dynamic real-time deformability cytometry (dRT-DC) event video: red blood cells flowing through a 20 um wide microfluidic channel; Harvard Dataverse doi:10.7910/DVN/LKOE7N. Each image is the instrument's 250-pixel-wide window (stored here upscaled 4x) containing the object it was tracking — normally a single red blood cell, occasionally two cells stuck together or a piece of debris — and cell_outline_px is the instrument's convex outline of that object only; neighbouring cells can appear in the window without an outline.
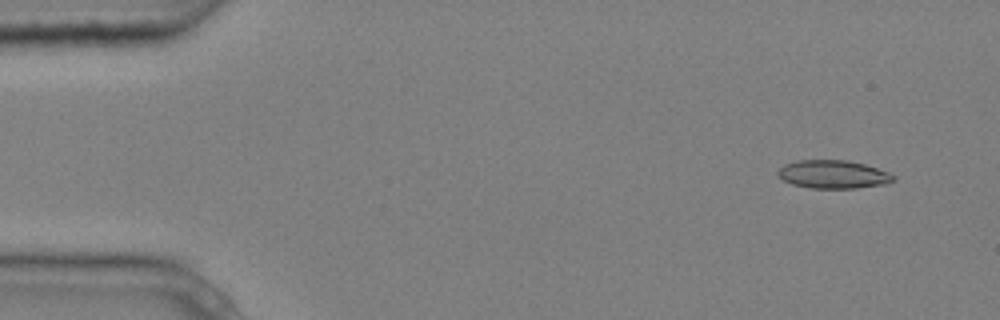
{"species": "common noctule bat (a hibernating species)", "species_latin": "Nyctalus noctula", "temperature_condition": "cold", "stored_images_in_passage": 9, "camera_frame_rate_fps": 3000, "um_per_image_px": 0.085, "animal": {"sex": "male", "body_mass_g": 20.4}, "frame": {"image": 1, "passage_image": 1, "time_ms": 0.0, "image_size_px": [1000, 320], "cell_outline_px": [[896, 180], [884, 184], [856, 188], [812, 188], [792, 184], [784, 180], [776, 172], [784, 164], [796, 160], [848, 160], [864, 164], [888, 172], [896, 176]], "centroid_in_image_um": [70.83, 14.81], "position_along_channel_um": 14.2, "area_um2": 18.96}}
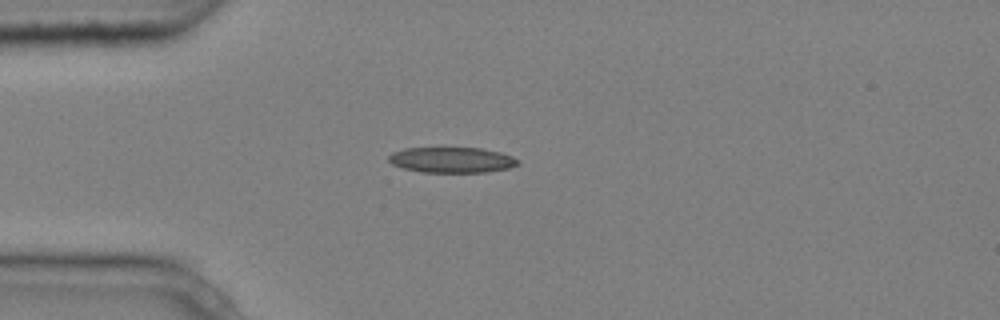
{"frame": {"image": 2, "passage_image": 3, "time_ms": 0.667, "image_size_px": [1000, 320], "cell_outline_px": [[520, 164], [508, 168], [488, 172], [420, 172], [404, 168], [392, 164], [388, 160], [388, 156], [392, 152], [404, 148], [480, 148], [500, 152], [512, 156], [520, 160]], "centroid_in_image_um": [38.41, 13.59], "position_along_channel_um": 46.6, "area_um2": 19.31}}
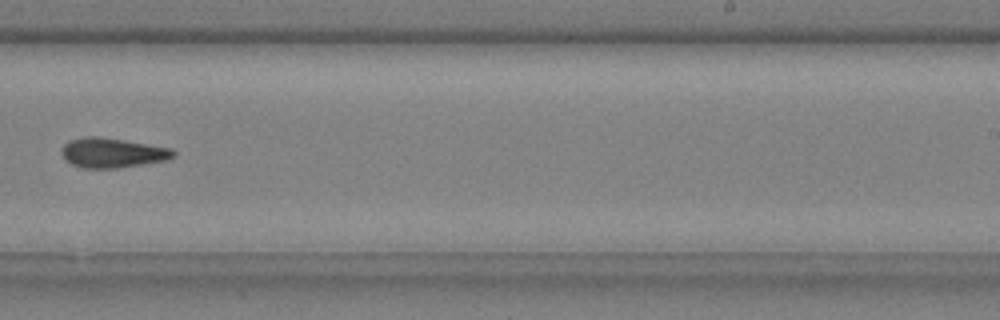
{"frame": {"image": 3, "passage_image": 9, "time_ms": 2.667, "image_size_px": [1000, 320], "cell_outline_px": [[176, 156], [168, 160], [120, 168], [84, 168], [72, 164], [64, 160], [60, 152], [60, 148], [68, 140], [84, 136], [100, 136], [172, 148], [176, 152]], "centroid_in_image_um": [9.54, 12.98], "position_along_channel_um": 279.5, "area_um2": 19.77}}